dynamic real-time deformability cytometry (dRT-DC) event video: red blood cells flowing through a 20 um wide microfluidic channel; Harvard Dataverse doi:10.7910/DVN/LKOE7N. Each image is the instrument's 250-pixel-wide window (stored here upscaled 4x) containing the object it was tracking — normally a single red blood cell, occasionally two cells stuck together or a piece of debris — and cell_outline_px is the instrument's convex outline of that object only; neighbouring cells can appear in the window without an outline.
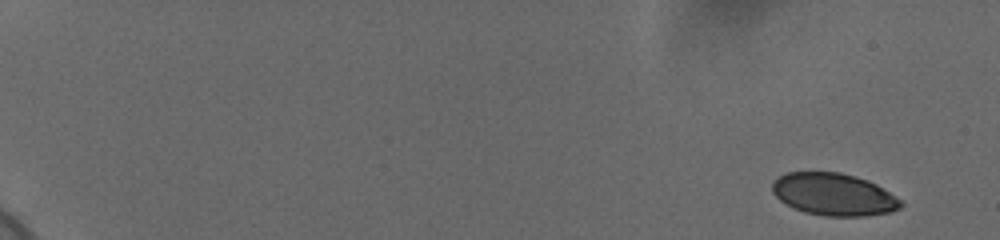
{"species": "human", "species_latin": "Homo sapiens", "temperature_condition": "cold", "stored_images_in_passage": 56, "camera_frame_rate_fps": 3000, "um_per_image_px": 0.085, "donor": {"sex": "female"}, "frame": {"image": 1, "passage_image": 1, "time_ms": 0.0, "image_size_px": [1000, 240], "cell_outline_px": [[904, 204], [900, 208], [892, 212], [864, 216], [824, 216], [804, 212], [780, 200], [772, 192], [772, 180], [788, 172], [840, 172], [856, 176], [868, 180], [876, 184], [904, 200]], "centroid_in_image_um": [70.91, 16.52], "position_along_channel_um": 14.1, "area_um2": 31.91}}
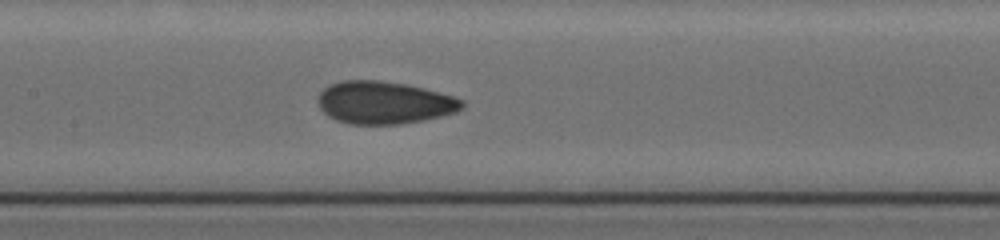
{"frame": {"image": 2, "passage_image": 30, "time_ms": 9.667, "image_size_px": [1000, 240], "cell_outline_px": [[464, 108], [456, 112], [424, 120], [400, 124], [348, 124], [336, 120], [328, 116], [316, 104], [316, 100], [320, 92], [328, 84], [344, 80], [380, 80], [408, 84], [440, 92], [464, 100]], "centroid_in_image_um": [32.63, 8.71], "position_along_channel_um": 174.8, "area_um2": 36.13}}
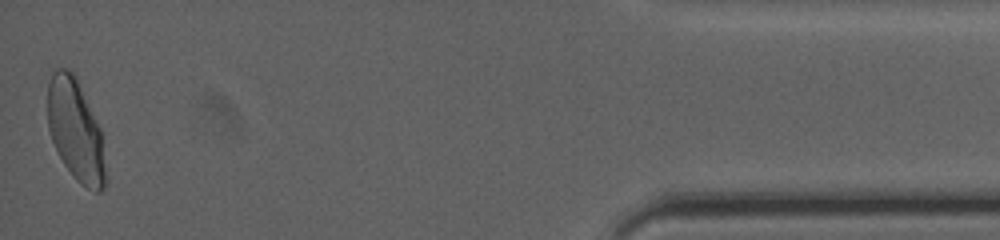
{"frame": {"image": 3, "passage_image": 56, "time_ms": 18.333, "image_size_px": [1000, 240], "cell_outline_px": [[104, 188], [100, 192], [96, 192], [80, 184], [64, 164], [52, 140], [48, 128], [48, 84], [52, 72], [56, 68], [68, 68], [72, 72], [100, 128], [104, 168]], "centroid_in_image_um": [6.39, 11.06], "position_along_channel_um": 428.8, "area_um2": 33.23}, "authors_computed_cell_mechanics": {"area_um2": 33.9575, "velocity_mm_per_s": 3.6765, "shape_relaxation_time_tau1_ms": 5.3868, "shape_relaxation_time_tau2_ms": 0.948, "deformation_change_tau1": 0.1196, "deformation_change_tau2": 0.0589}}